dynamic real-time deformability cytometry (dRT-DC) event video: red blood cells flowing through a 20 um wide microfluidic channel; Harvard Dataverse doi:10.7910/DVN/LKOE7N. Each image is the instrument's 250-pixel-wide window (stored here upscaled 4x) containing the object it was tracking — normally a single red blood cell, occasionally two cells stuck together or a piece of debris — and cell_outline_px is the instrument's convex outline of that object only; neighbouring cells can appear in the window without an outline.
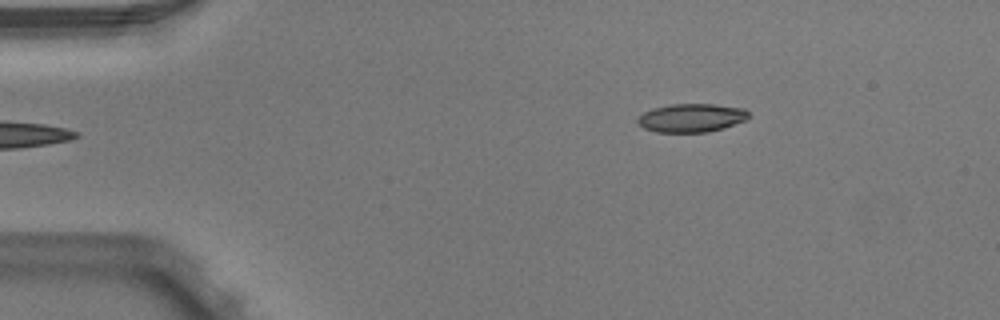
{"species": "Egyptian fruit bat (a non-hibernating species)", "species_latin": "Rousettus aegyptiacus", "temperature_condition": "warm", "stored_images_in_passage": 3, "camera_frame_rate_fps": 3000, "um_per_image_px": 0.085, "animal": {"sex": "male"}, "frame": {"image": 1, "passage_image": 3, "time_ms": 0.667, "image_size_px": [1000, 320], "cell_outline_px": [[748, 120], [724, 128], [708, 132], [656, 132], [644, 128], [636, 120], [636, 116], [652, 108], [668, 104], [716, 104], [744, 108], [748, 112]], "centroid_in_image_um": [58.77, 10.01], "position_along_channel_um": 26.2, "area_um2": 18.67}}